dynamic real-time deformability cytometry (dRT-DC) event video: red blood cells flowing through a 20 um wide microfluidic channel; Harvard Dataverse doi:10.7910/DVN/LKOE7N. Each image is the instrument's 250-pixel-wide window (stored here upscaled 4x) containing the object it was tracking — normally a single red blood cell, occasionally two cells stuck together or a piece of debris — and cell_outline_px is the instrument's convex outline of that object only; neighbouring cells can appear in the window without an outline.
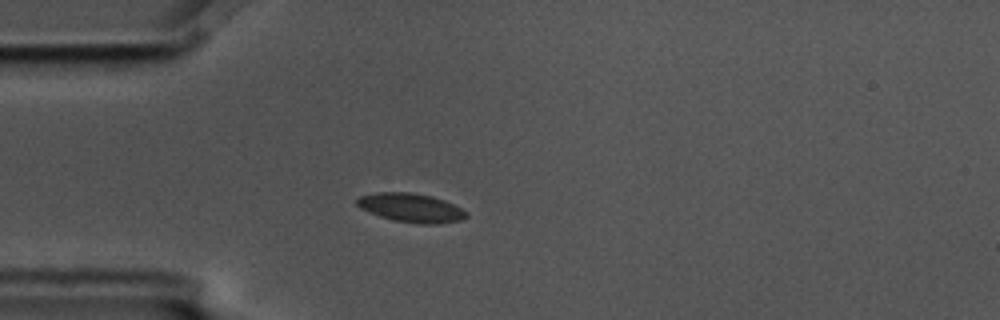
{"species": "common noctule bat (a hibernating species)", "species_latin": "Nyctalus noctula", "temperature_condition": "cold", "stored_images_in_passage": 4, "camera_frame_rate_fps": 3000, "um_per_image_px": 0.085, "animal": {"sex": "male", "body_mass_g": 17.5, "forearm_length_mm": 52.3}, "frame": {"image": 1, "passage_image": 4, "time_ms": 1.0, "image_size_px": [1000, 320], "cell_outline_px": [[468, 216], [460, 220], [436, 224], [420, 224], [392, 220], [380, 216], [360, 208], [356, 204], [356, 200], [360, 196], [376, 192], [412, 192], [432, 196], [444, 200], [468, 212]], "centroid_in_image_um": [34.93, 17.66], "position_along_channel_um": 50.1, "area_um2": 18.38}}